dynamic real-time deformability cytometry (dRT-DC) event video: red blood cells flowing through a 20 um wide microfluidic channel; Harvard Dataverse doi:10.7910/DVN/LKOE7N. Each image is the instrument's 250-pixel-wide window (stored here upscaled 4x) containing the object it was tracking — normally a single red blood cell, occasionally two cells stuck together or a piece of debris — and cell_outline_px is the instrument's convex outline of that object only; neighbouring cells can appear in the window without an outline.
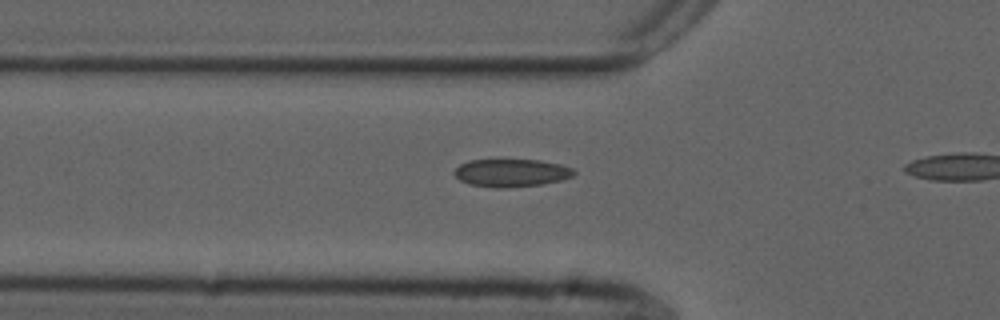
{"species": "common noctule bat (a hibernating species)", "species_latin": "Nyctalus noctula", "temperature_condition": "cold", "stored_images_in_passage": 11, "camera_frame_rate_fps": 3000, "um_per_image_px": 0.085, "animal": {"sex": "male", "forearm_length_mm": 52.5}, "frame": {"image": 1, "passage_image": 10, "time_ms": 3.0, "image_size_px": [1000, 320], "cell_outline_px": [[576, 172], [572, 176], [560, 180], [540, 184], [500, 188], [496, 188], [468, 184], [460, 180], [452, 172], [460, 164], [468, 160], [500, 156], [540, 160], [560, 164], [572, 168]], "centroid_in_image_um": [43.39, 14.62], "position_along_channel_um": 82.4, "area_um2": 20.29}}